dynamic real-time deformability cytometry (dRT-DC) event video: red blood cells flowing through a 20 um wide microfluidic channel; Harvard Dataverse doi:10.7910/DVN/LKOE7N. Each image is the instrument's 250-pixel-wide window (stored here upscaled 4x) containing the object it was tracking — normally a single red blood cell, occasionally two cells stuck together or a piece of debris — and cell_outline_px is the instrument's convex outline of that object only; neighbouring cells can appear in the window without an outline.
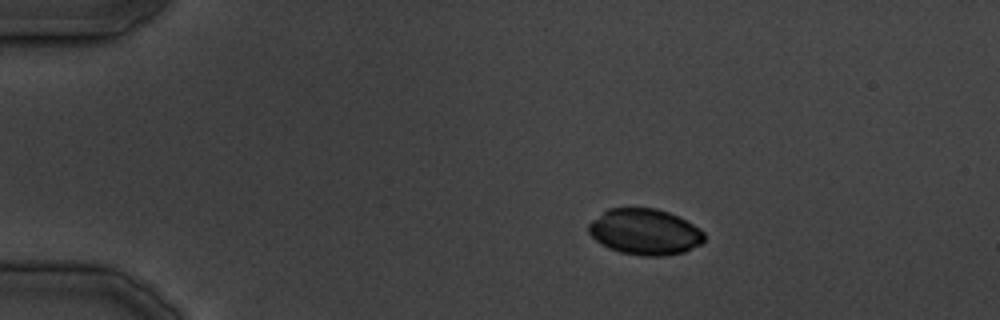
{"species": "common noctule bat (a hibernating species)", "species_latin": "Nyctalus noctula", "temperature_condition": "cold", "stored_images_in_passage": 19, "camera_frame_rate_fps": 3000, "um_per_image_px": 0.085, "animal": {"sex": "male", "body_mass_g": 19.5, "forearm_length_mm": 54.6}, "frame": {"image": 1, "passage_image": 4, "time_ms": 3.333, "image_size_px": [1000, 320], "cell_outline_px": [[704, 240], [700, 244], [684, 252], [664, 256], [640, 256], [620, 252], [608, 248], [600, 244], [588, 232], [588, 224], [592, 220], [608, 208], [656, 208], [668, 212], [700, 228], [704, 232]], "centroid_in_image_um": [54.79, 19.71], "position_along_channel_um": 30.2, "area_um2": 30.98}}